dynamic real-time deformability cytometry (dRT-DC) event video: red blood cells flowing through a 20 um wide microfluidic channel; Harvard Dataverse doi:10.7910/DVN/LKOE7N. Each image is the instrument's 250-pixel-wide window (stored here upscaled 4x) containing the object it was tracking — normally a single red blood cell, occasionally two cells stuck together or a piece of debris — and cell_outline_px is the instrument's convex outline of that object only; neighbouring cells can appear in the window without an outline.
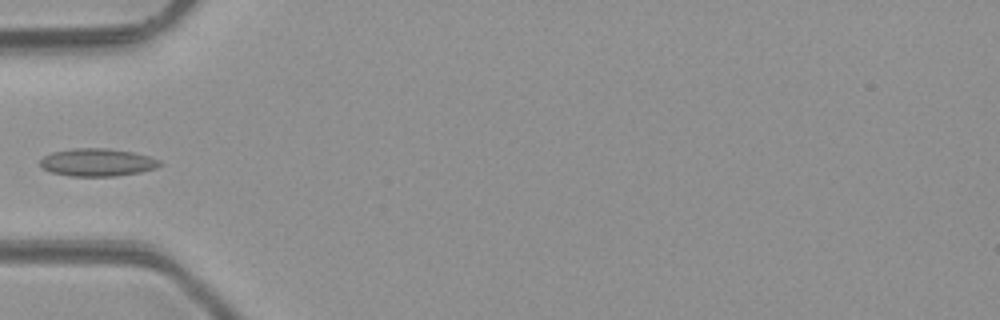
{"species": "common noctule bat (a hibernating species)", "species_latin": "Nyctalus noctula", "temperature_condition": "room temperature", "stored_images_in_passage": 5, "camera_frame_rate_fps": 3000, "um_per_image_px": 0.085, "animal": {"sex": "male", "body_mass_g": 23.1, "forearm_length_mm": 52.7}, "frame": {"image": 1, "passage_image": 4, "time_ms": 3.667, "image_size_px": [1000, 320], "cell_outline_px": [[164, 164], [156, 168], [140, 172], [116, 176], [72, 176], [52, 172], [40, 168], [40, 160], [44, 156], [52, 152], [72, 148], [108, 148], [132, 152], [148, 156], [160, 160]], "centroid_in_image_um": [8.28, 13.8], "position_along_channel_um": 76.7, "area_um2": 19.42}}
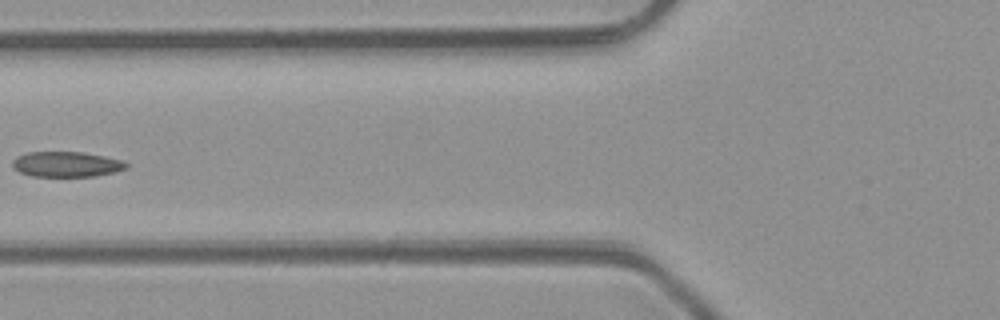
{"frame": {"image": 2, "passage_image": 5, "time_ms": 4.667, "image_size_px": [1000, 320], "cell_outline_px": [[128, 168], [116, 172], [96, 176], [32, 176], [20, 172], [12, 164], [12, 160], [16, 156], [28, 152], [80, 152], [104, 156], [124, 160], [128, 164]], "centroid_in_image_um": [5.69, 13.96], "position_along_channel_um": 120.1, "area_um2": 16.82}}